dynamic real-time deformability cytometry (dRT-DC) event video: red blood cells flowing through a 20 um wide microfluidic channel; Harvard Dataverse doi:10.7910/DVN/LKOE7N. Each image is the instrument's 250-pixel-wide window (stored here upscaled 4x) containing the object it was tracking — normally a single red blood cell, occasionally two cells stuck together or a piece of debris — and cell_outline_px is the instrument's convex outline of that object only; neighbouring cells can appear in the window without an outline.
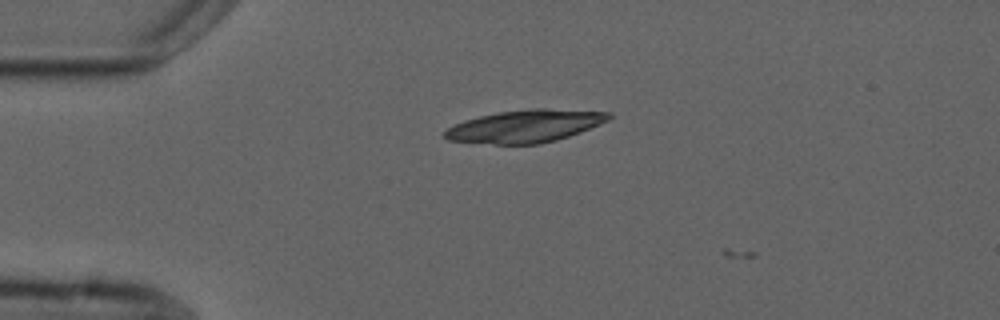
{"species": "common noctule bat (a hibernating species)", "species_latin": "Nyctalus noctula", "temperature_condition": "cold", "stored_images_in_passage": 3, "camera_frame_rate_fps": 3000, "um_per_image_px": 0.085, "animal": {"sex": "male", "forearm_length_mm": 52.5}, "frame": {"image": 1, "passage_image": 2, "time_ms": 1.0, "image_size_px": [1000, 320], "cell_outline_px": [[612, 116], [608, 120], [600, 124], [580, 132], [556, 140], [540, 144], [492, 144], [448, 140], [444, 136], [444, 132], [448, 128], [464, 120], [480, 116], [500, 112], [532, 108], [544, 108], [612, 112]], "centroid_in_image_um": [44.67, 10.72], "position_along_channel_um": 40.3, "area_um2": 30.98}}